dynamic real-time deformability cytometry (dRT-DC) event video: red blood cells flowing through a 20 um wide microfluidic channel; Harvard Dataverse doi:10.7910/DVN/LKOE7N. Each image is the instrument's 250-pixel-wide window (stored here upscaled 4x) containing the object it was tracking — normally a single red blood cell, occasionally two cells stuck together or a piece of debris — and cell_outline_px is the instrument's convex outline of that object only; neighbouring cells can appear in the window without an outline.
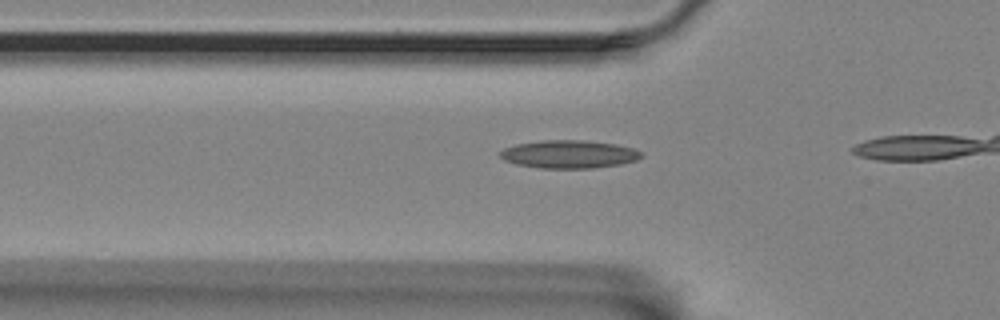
{"species": "Egyptian fruit bat (a non-hibernating species)", "species_latin": "Rousettus aegyptiacus", "temperature_condition": "room temperature", "stored_images_in_passage": 6, "camera_frame_rate_fps": 3000, "um_per_image_px": 0.085, "animal": {"sex": "female"}, "frame": {"image": 1, "passage_image": 4, "time_ms": 1.0, "image_size_px": [1000, 320], "cell_outline_px": [[644, 156], [636, 160], [620, 164], [592, 168], [540, 168], [516, 164], [504, 160], [500, 156], [500, 152], [504, 148], [516, 144], [540, 140], [584, 140], [616, 144], [632, 148], [640, 152]], "centroid_in_image_um": [48.35, 13.1], "position_along_channel_um": 77.5, "area_um2": 23.0}}